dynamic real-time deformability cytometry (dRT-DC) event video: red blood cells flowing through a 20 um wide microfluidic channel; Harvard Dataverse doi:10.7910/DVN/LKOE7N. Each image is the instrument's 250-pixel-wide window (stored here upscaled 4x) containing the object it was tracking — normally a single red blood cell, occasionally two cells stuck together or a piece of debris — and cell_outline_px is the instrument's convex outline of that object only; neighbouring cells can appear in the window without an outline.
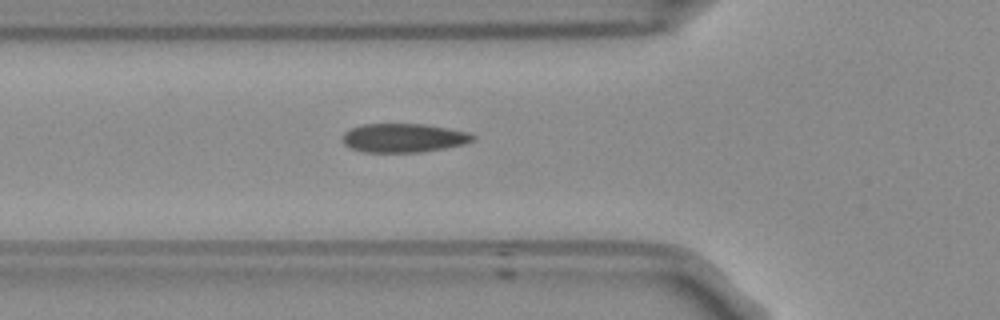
{"species": "Egyptian fruit bat (a non-hibernating species)", "species_latin": "Rousettus aegyptiacus", "temperature_condition": "room temperature", "stored_images_in_passage": 39, "camera_frame_rate_fps": 3000, "um_per_image_px": 0.085, "frame": {"image": 1, "passage_image": 7, "time_ms": 2.0, "image_size_px": [1000, 320], "cell_outline_px": [[476, 136], [472, 140], [464, 144], [420, 152], [364, 152], [352, 148], [344, 144], [340, 140], [344, 132], [360, 124], [424, 124], [448, 128], [468, 132]], "centroid_in_image_um": [34.26, 11.71], "position_along_channel_um": 91.5, "area_um2": 21.85}}
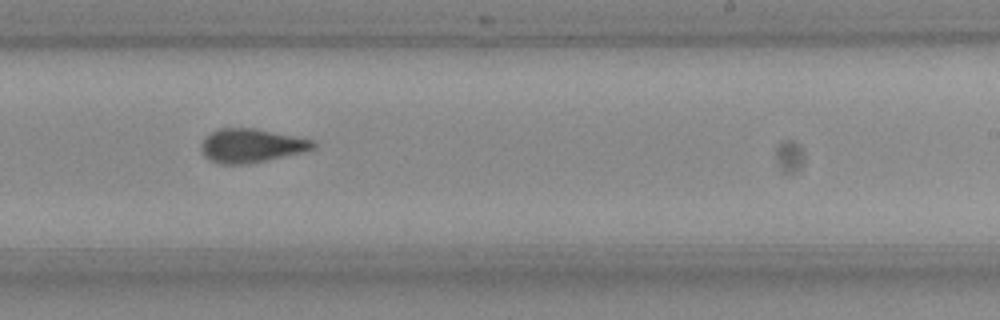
{"frame": {"image": 2, "passage_image": 21, "time_ms": 6.667, "image_size_px": [1000, 320], "cell_outline_px": [[316, 148], [300, 152], [264, 160], [240, 164], [220, 164], [204, 156], [200, 148], [200, 144], [204, 136], [208, 132], [216, 128], [256, 128], [312, 140], [316, 144]], "centroid_in_image_um": [21.27, 12.35], "position_along_channel_um": 267.7, "area_um2": 21.85}}
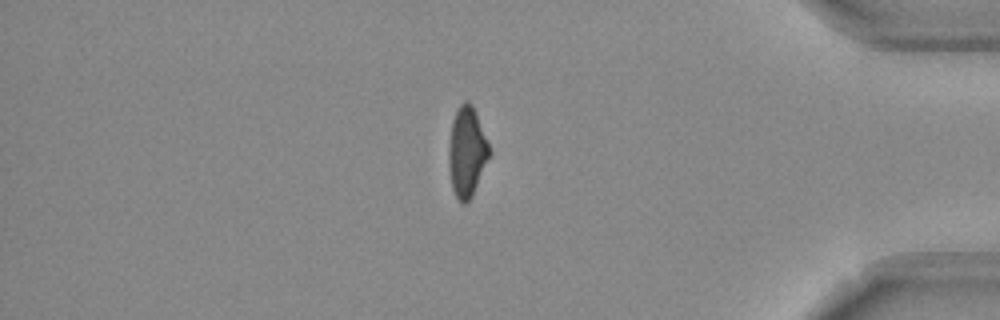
{"frame": {"image": 3, "passage_image": 34, "time_ms": 11.0, "image_size_px": [1000, 320], "cell_outline_px": [[492, 152], [472, 196], [464, 204], [460, 204], [452, 188], [448, 164], [448, 144], [452, 120], [460, 104], [464, 100], [468, 100], [472, 104]], "centroid_in_image_um": [39.67, 12.91], "position_along_channel_um": 395.5, "area_um2": 21.44}, "authors_computed_cell_mechanics": {"area_um2": 21.7328, "velocity_mm_per_s": 3.7639, "shape_relaxation_time_tau1_ms": 8.5072, "shape_relaxation_time_tau2_ms": 1.9908, "deformation_change_tau1": 0.1946, "deformation_change_tau2": 0.0706}}